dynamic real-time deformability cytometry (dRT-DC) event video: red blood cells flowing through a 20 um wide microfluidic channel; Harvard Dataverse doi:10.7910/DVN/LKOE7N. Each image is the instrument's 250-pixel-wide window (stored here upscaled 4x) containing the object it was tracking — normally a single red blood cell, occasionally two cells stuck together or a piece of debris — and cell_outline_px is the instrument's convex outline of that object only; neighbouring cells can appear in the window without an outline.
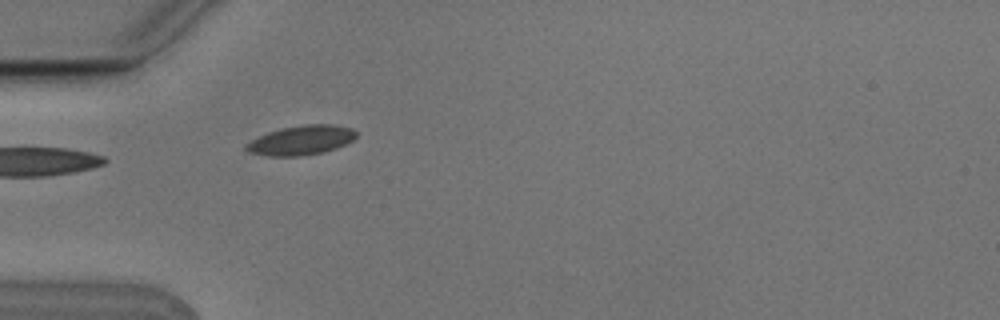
{"species": "Egyptian fruit bat (a non-hibernating species)", "species_latin": "Rousettus aegyptiacus", "temperature_condition": "cold", "stored_images_in_passage": 5, "camera_frame_rate_fps": 3000, "um_per_image_px": 0.085, "animal": {"sex": "male"}, "frame": {"image": 1, "passage_image": 5, "time_ms": 1.333, "image_size_px": [1000, 320], "cell_outline_px": [[356, 136], [352, 140], [336, 148], [324, 152], [300, 156], [268, 156], [248, 152], [244, 148], [252, 140], [268, 132], [284, 128], [304, 124], [332, 124], [352, 128], [356, 132]], "centroid_in_image_um": [25.61, 11.92], "position_along_channel_um": 59.4, "area_um2": 18.67}}